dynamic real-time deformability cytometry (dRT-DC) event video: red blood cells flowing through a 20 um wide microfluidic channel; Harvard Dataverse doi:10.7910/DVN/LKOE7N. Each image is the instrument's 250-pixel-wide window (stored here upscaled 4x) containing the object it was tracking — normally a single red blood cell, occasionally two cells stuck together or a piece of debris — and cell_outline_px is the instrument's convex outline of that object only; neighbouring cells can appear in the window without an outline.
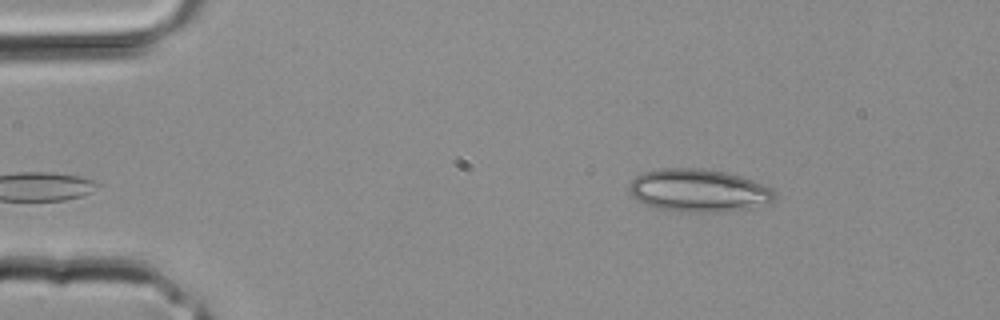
{"species": "common noctule bat (a hibernating species)", "species_latin": "Nyctalus noctula", "temperature_condition": "room temperature", "stored_images_in_passage": 30, "camera_frame_rate_fps": 3000, "um_per_image_px": 0.085, "animal": {"sex": "male", "body_mass_g": 20.4}, "frame": {"image": 1, "passage_image": 1, "time_ms": 0.0, "image_size_px": [1000, 320], "cell_outline_px": [[776, 196], [768, 204], [748, 208], [724, 212], [676, 212], [656, 208], [644, 204], [636, 200], [628, 192], [628, 184], [636, 176], [644, 172], [660, 168], [704, 168], [724, 172], [740, 176], [768, 184], [776, 192]], "centroid_in_image_um": [59.38, 16.2], "position_along_channel_um": 25.6, "area_um2": 36.99}}
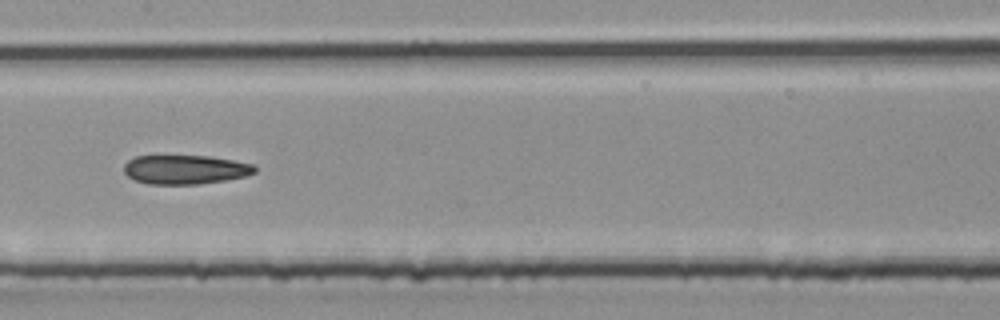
{"frame": {"image": 2, "passage_image": 13, "time_ms": 4.0, "image_size_px": [1000, 320], "cell_outline_px": [[256, 172], [248, 176], [200, 184], [148, 184], [136, 180], [128, 176], [124, 172], [124, 164], [128, 160], [136, 156], [208, 156], [232, 160], [252, 164], [256, 168]], "centroid_in_image_um": [15.75, 14.41], "position_along_channel_um": 191.7, "area_um2": 22.14}}
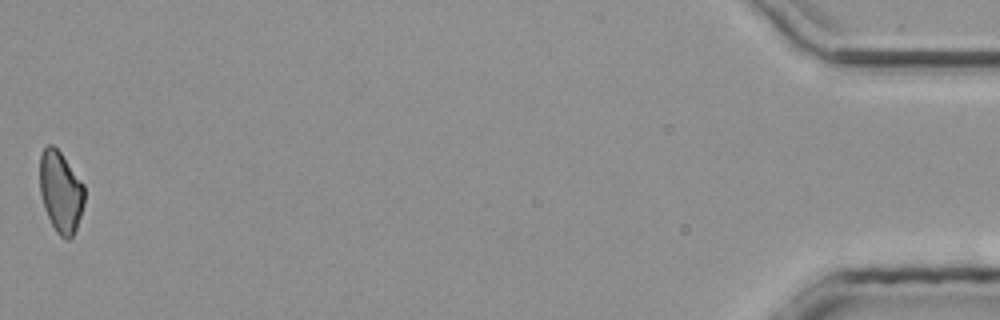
{"frame": {"image": 3, "passage_image": 30, "time_ms": 9.667, "image_size_px": [1000, 320], "cell_outline_px": [[84, 204], [76, 228], [72, 236], [68, 240], [64, 240], [56, 232], [44, 208], [40, 192], [40, 156], [44, 148], [48, 144], [52, 144], [60, 152], [84, 184]], "centroid_in_image_um": [5.16, 16.31], "position_along_channel_um": 430.0, "area_um2": 21.04}}